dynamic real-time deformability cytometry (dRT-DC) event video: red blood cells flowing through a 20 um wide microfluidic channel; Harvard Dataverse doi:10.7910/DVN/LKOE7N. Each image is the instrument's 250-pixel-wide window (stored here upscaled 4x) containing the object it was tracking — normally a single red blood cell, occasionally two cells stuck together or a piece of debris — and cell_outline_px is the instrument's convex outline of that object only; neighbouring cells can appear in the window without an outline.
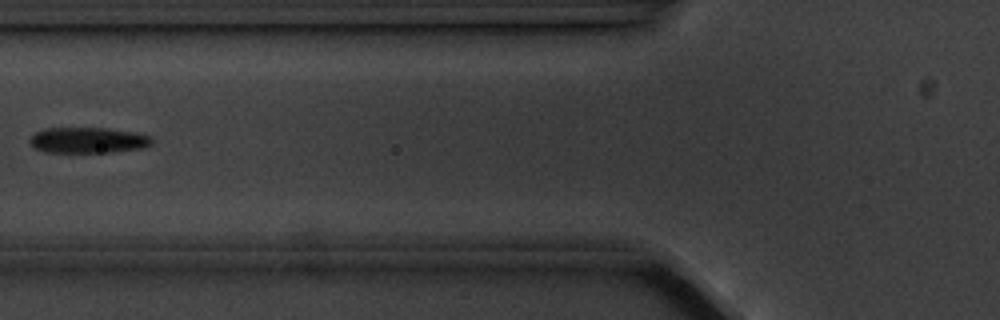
{"species": "common noctule bat (a hibernating species)", "species_latin": "Nyctalus noctula", "temperature_condition": "cold", "stored_images_in_passage": 13, "camera_frame_rate_fps": 3000, "um_per_image_px": 0.085, "animal": {"sex": "male", "body_mass_g": 20.1, "forearm_length_mm": 53.5}, "frame": {"image": 1, "passage_image": 4, "time_ms": 3.667, "image_size_px": [1000, 320], "cell_outline_px": [[152, 144], [144, 148], [112, 152], [44, 152], [32, 148], [28, 144], [28, 140], [36, 132], [48, 128], [108, 128], [136, 132], [148, 136], [152, 140]], "centroid_in_image_um": [7.45, 11.92], "position_along_channel_um": 118.4, "area_um2": 18.5}}
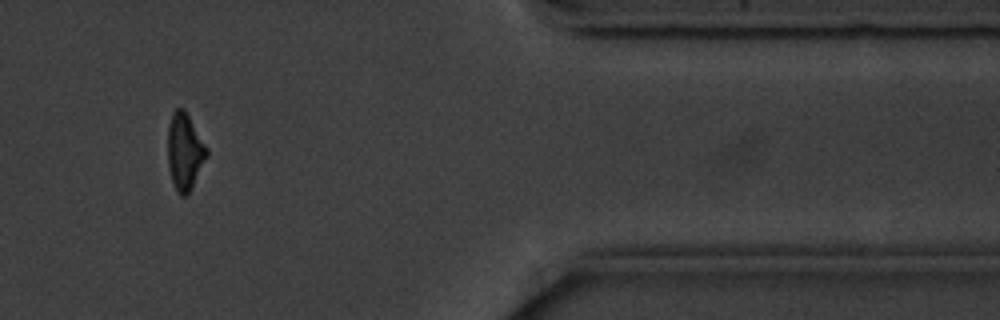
{"frame": {"image": 2, "passage_image": 11, "time_ms": 12.333, "image_size_px": [1000, 320], "cell_outline_px": [[208, 156], [192, 188], [184, 196], [180, 196], [176, 192], [168, 168], [168, 124], [172, 112], [176, 108], [184, 108], [208, 148]], "centroid_in_image_um": [15.7, 12.88], "position_along_channel_um": 395.7, "area_um2": 17.63}, "authors_computed_cell_mechanics": {"area_um2": 18.3226, "velocity_mm_per_s": 3.5567, "shape_relaxation_time_tau1_ms": 2.5935, "shape_relaxation_time_tau2_ms": 6.7462, "deformation_change_tau1": 0.1011, "deformation_change_tau2": 0.1548}}